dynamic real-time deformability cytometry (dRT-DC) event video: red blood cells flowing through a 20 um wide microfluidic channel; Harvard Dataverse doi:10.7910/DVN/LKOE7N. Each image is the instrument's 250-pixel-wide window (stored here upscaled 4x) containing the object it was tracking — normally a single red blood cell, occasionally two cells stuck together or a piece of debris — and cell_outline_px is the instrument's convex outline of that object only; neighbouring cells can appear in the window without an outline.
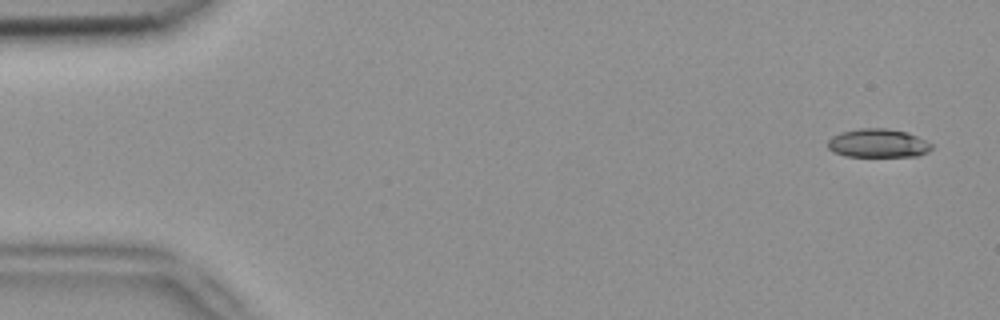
{"species": "common noctule bat (a hibernating species)", "species_latin": "Nyctalus noctula", "temperature_condition": "room temperature", "stored_images_in_passage": 7, "camera_frame_rate_fps": 3000, "um_per_image_px": 0.085, "animal": {"sex": "female", "body_mass_g": 18.4}, "frame": {"image": 1, "passage_image": 1, "time_ms": 0.0, "image_size_px": [1000, 320], "cell_outline_px": [[932, 148], [928, 152], [916, 156], [844, 156], [832, 152], [828, 148], [828, 140], [832, 136], [840, 132], [856, 128], [888, 128], [908, 132], [932, 144]], "centroid_in_image_um": [74.6, 12.16], "position_along_channel_um": 10.4, "area_um2": 17.46}}
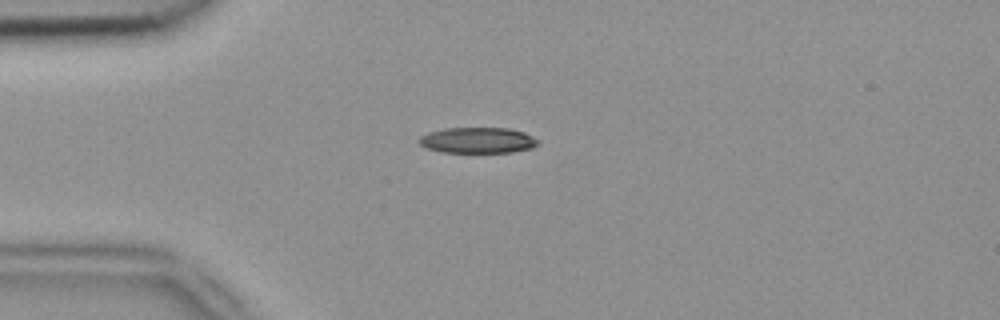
{"frame": {"image": 2, "passage_image": 4, "time_ms": 1.0, "image_size_px": [1000, 320], "cell_outline_px": [[540, 144], [532, 148], [512, 152], [440, 152], [424, 148], [416, 140], [420, 136], [428, 132], [444, 128], [508, 128], [524, 132], [540, 140]], "centroid_in_image_um": [40.59, 11.92], "position_along_channel_um": 44.4, "area_um2": 18.15}}